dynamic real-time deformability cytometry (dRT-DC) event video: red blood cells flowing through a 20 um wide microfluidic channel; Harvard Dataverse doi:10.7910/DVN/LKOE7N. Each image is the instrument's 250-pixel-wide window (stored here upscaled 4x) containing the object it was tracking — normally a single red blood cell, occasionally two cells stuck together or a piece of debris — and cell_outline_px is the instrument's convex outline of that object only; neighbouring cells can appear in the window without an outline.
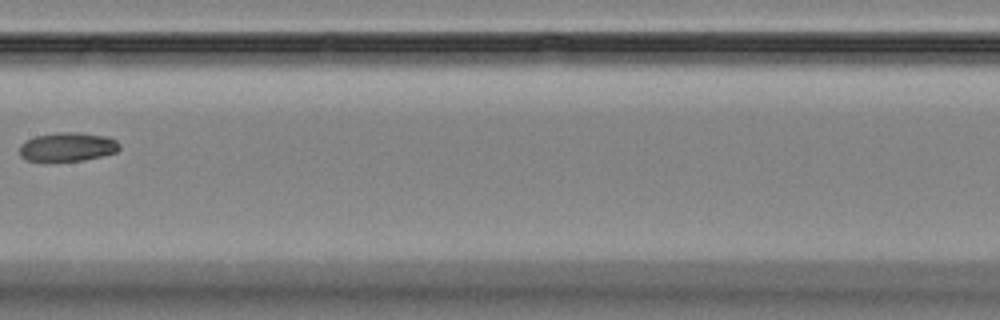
{"species": "Egyptian fruit bat (a non-hibernating species)", "species_latin": "Rousettus aegyptiacus", "temperature_condition": "room temperature", "stored_images_in_passage": 9, "camera_frame_rate_fps": 3000, "um_per_image_px": 0.085, "animal": {"sex": "female"}, "frame": {"image": 1, "passage_image": 9, "time_ms": 9.333, "image_size_px": [1000, 320], "cell_outline_px": [[120, 148], [116, 152], [84, 160], [52, 164], [40, 164], [24, 160], [20, 156], [20, 144], [24, 140], [36, 136], [60, 132], [76, 132], [108, 136], [116, 140], [120, 144]], "centroid_in_image_um": [5.66, 12.54], "position_along_channel_um": 201.7, "area_um2": 17.74}}